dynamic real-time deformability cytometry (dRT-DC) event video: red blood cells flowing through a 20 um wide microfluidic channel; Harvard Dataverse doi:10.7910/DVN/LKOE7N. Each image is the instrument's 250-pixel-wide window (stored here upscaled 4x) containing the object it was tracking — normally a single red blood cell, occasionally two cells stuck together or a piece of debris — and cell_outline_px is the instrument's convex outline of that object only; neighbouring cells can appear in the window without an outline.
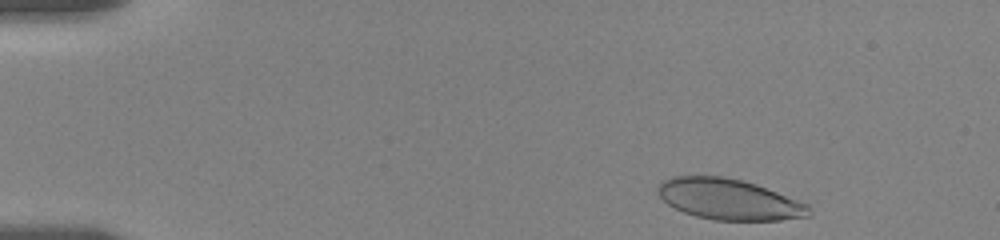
{"species": "human", "species_latin": "Homo sapiens", "temperature_condition": "room temperature", "stored_images_in_passage": 44, "camera_frame_rate_fps": 3000, "um_per_image_px": 0.085, "donor": {"sex": "female"}, "frame": {"image": 1, "passage_image": 2, "time_ms": 0.333, "image_size_px": [1000, 240], "cell_outline_px": [[812, 216], [780, 220], [712, 220], [696, 216], [684, 212], [668, 204], [656, 192], [656, 188], [664, 180], [672, 176], [720, 176], [744, 180], [756, 184], [808, 204], [812, 208]], "centroid_in_image_um": [61.99, 16.95], "position_along_channel_um": 23.0, "area_um2": 36.01}}
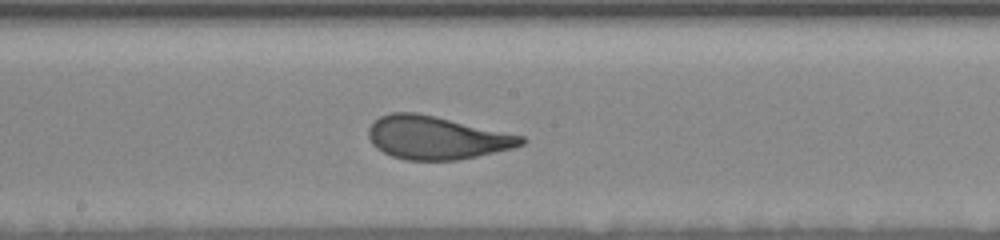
{"frame": {"image": 2, "passage_image": 26, "time_ms": 8.333, "image_size_px": [1000, 240], "cell_outline_px": [[528, 140], [524, 144], [512, 148], [476, 156], [456, 160], [408, 160], [392, 156], [376, 148], [372, 144], [368, 136], [368, 128], [380, 116], [392, 112], [416, 112], [436, 116], [524, 136]], "centroid_in_image_um": [37.1, 11.7], "position_along_channel_um": 211.1, "area_um2": 38.26}}
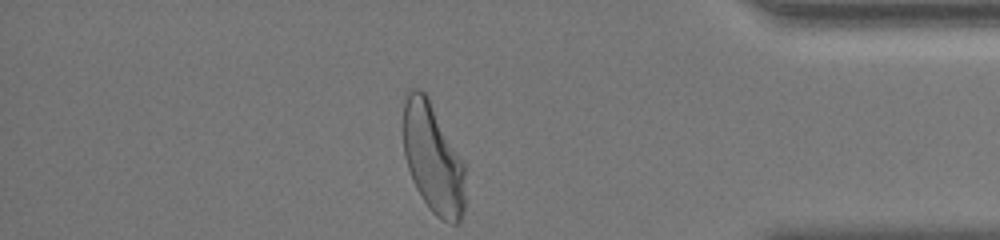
{"frame": {"image": 3, "passage_image": 44, "time_ms": 14.333, "image_size_px": [1000, 240], "cell_outline_px": [[464, 212], [460, 220], [456, 224], [452, 224], [440, 220], [428, 208], [420, 196], [412, 180], [404, 156], [404, 100], [408, 88], [420, 88], [428, 96], [464, 164]], "centroid_in_image_um": [36.78, 13.48], "position_along_channel_um": 398.4, "area_um2": 39.71}, "authors_computed_cell_mechanics": {"area_um2": 38.2636, "velocity_mm_per_s": 3.5322, "shape_relaxation_time_tau1_ms": 3.7392, "shape_relaxation_time_tau2_ms": null, "deformation_change_tau1": 0.1766, "deformation_change_tau2": null}}